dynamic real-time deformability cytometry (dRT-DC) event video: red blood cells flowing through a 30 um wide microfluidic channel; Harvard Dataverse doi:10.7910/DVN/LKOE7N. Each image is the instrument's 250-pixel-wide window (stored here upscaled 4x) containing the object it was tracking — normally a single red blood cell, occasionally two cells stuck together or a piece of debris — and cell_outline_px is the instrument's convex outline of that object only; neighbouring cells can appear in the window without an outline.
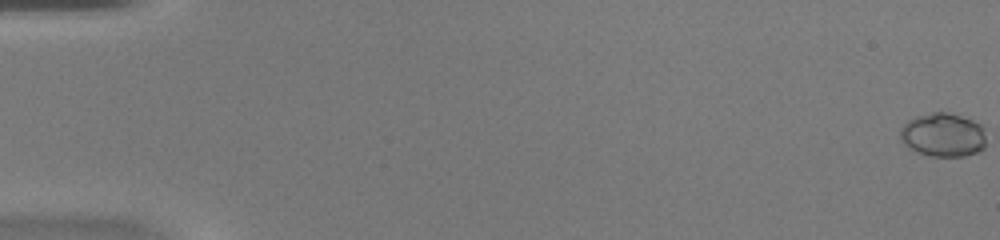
{"species": "common noctule bat (a hibernating species)", "species_latin": "Nyctalus noctula", "temperature_condition": "warm", "stored_images_in_passage": 51, "camera_frame_rate_fps": 3000, "um_per_image_px": 0.085, "animal": {"sex": "female", "body_mass_g": 20.0, "forearm_length_mm": 54.0}, "frame": {"image": 1, "passage_image": 1, "time_ms": 0.0, "image_size_px": [1000, 240], "cell_outline_px": [[984, 148], [976, 152], [964, 156], [932, 156], [908, 148], [900, 140], [900, 128], [908, 120], [916, 116], [932, 112], [948, 112], [972, 120], [980, 124], [984, 128]], "centroid_in_image_um": [80.14, 11.46], "position_along_channel_um": 4.9, "area_um2": 21.85}}
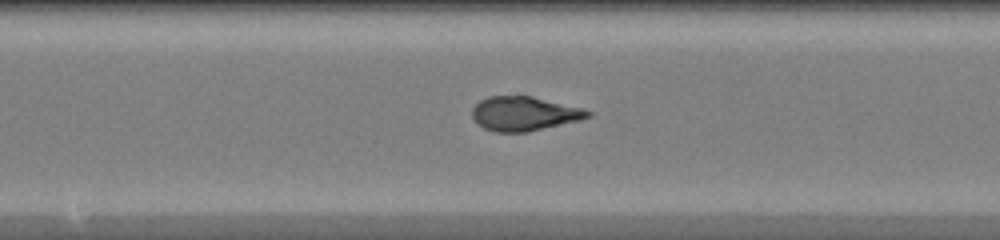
{"frame": {"image": 2, "passage_image": 28, "time_ms": 9.0, "image_size_px": [1000, 240], "cell_outline_px": [[592, 116], [580, 120], [528, 132], [496, 132], [484, 128], [476, 124], [472, 116], [472, 108], [480, 100], [488, 96], [532, 96], [584, 108], [592, 112]], "centroid_in_image_um": [44.56, 9.66], "position_along_channel_um": 203.6, "area_um2": 23.24}}
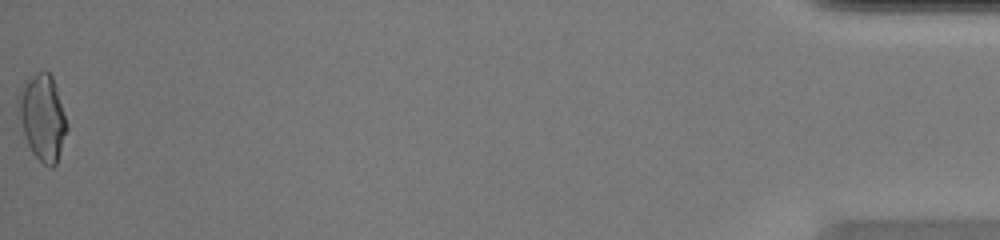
{"frame": {"image": 3, "passage_image": 51, "time_ms": 16.667, "image_size_px": [1000, 240], "cell_outline_px": [[68, 128], [56, 164], [52, 168], [44, 164], [32, 152], [28, 144], [24, 132], [16, 100], [28, 80], [40, 72], [48, 72], [52, 76]], "centroid_in_image_um": [3.63, 10.03], "position_along_channel_um": 431.6, "area_um2": 23.24}}